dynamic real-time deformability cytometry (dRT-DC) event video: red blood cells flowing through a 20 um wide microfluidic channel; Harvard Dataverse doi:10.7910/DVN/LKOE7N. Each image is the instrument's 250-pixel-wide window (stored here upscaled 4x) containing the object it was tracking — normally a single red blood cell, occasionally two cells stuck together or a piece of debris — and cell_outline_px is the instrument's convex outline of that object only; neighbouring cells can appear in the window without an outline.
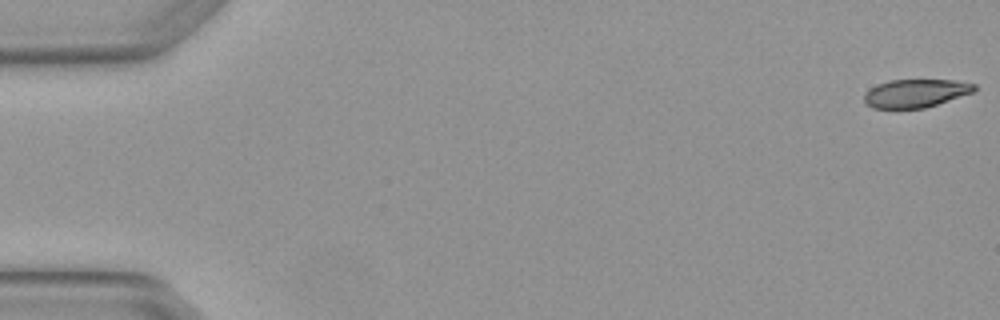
{"species": "Egyptian fruit bat (a non-hibernating species)", "species_latin": "Rousettus aegyptiacus", "temperature_condition": "warm", "stored_images_in_passage": 6, "camera_frame_rate_fps": 3000, "um_per_image_px": 0.085, "animal": {"sex": "female"}, "frame": {"image": 1, "passage_image": 1, "time_ms": 0.0, "image_size_px": [1000, 320], "cell_outline_px": [[976, 88], [972, 92], [924, 108], [872, 108], [864, 100], [864, 92], [876, 84], [888, 80], [956, 80], [976, 84]], "centroid_in_image_um": [77.79, 7.91], "position_along_channel_um": 7.2, "area_um2": 17.98}}
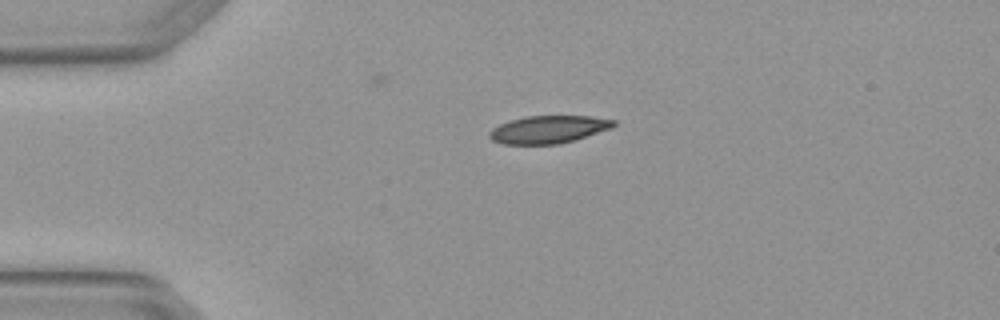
{"frame": {"image": 2, "passage_image": 4, "time_ms": 1.0, "image_size_px": [1000, 320], "cell_outline_px": [[616, 124], [612, 128], [572, 140], [556, 144], [504, 144], [492, 140], [488, 136], [488, 132], [492, 128], [508, 120], [524, 116], [592, 116], [616, 120]], "centroid_in_image_um": [46.59, 10.99], "position_along_channel_um": 38.4, "area_um2": 20.0}}
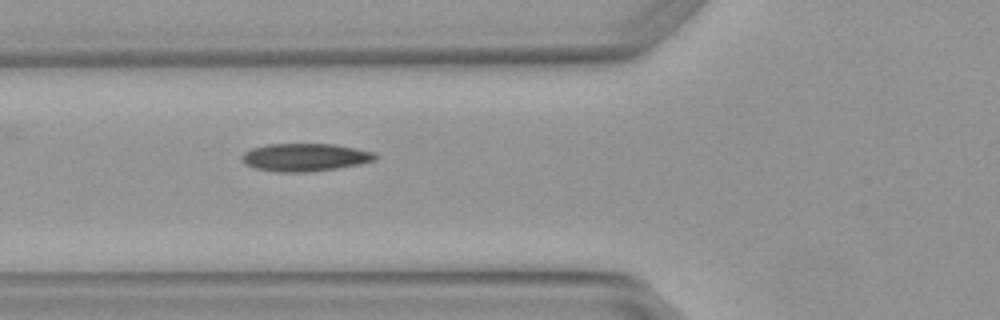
{"frame": {"image": 3, "passage_image": 6, "time_ms": 1.667, "image_size_px": [1000, 320], "cell_outline_px": [[376, 160], [360, 164], [336, 168], [308, 172], [276, 172], [256, 168], [244, 164], [240, 160], [240, 156], [244, 152], [252, 148], [268, 144], [336, 144], [356, 148], [372, 152], [376, 156]], "centroid_in_image_um": [25.88, 13.37], "position_along_channel_um": 99.9, "area_um2": 21.68}}